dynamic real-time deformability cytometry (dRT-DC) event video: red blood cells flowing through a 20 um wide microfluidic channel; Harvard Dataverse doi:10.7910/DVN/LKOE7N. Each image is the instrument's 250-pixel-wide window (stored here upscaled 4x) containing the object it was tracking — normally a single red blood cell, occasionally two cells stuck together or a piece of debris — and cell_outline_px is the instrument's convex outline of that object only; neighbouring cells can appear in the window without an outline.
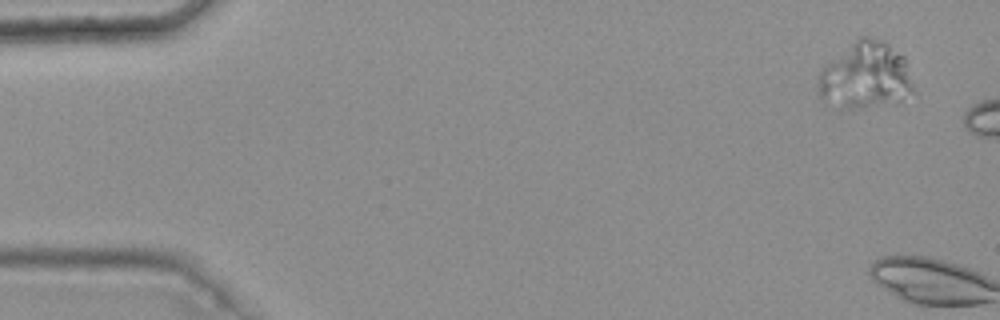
{"species": "common noctule bat (a hibernating species)", "species_latin": "Nyctalus noctula", "temperature_condition": "warm", "stored_images_in_passage": 2, "camera_frame_rate_fps": 3000, "um_per_image_px": 0.085, "animal": {"sex": "female", "body_mass_g": 25.1}, "frame": {"image": 1, "passage_image": 1, "time_ms": 0.0, "image_size_px": [1000, 320], "cell_outline_px": [[912, 92], [900, 100], [840, 112], [820, 100], [816, 80], [820, 72], [832, 60], [860, 36], [868, 36], [884, 40], [904, 56], [912, 84]], "centroid_in_image_um": [73.49, 6.47], "position_along_channel_um": 11.5, "area_um2": 37.11}}